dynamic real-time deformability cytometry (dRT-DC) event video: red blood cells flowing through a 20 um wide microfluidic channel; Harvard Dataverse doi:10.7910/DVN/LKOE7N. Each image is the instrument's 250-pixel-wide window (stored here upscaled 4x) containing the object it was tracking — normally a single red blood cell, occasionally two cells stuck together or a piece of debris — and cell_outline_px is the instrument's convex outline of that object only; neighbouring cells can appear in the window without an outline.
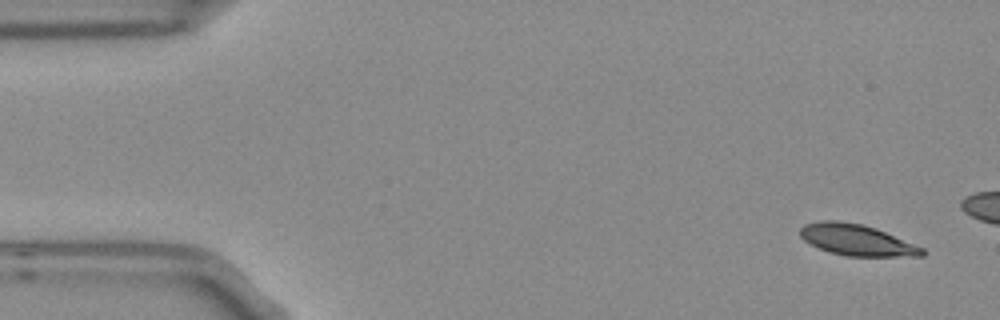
{"species": "Egyptian fruit bat (a non-hibernating species)", "species_latin": "Rousettus aegyptiacus", "temperature_condition": "room temperature", "stored_images_in_passage": 4, "camera_frame_rate_fps": 3000, "um_per_image_px": 0.085, "frame": {"image": 1, "passage_image": 1, "time_ms": 0.0, "image_size_px": [1000, 320], "cell_outline_px": [[924, 256], [848, 256], [832, 252], [820, 248], [804, 240], [800, 236], [800, 228], [804, 224], [820, 220], [836, 220], [864, 224], [876, 228], [924, 248]], "centroid_in_image_um": [72.82, 20.38], "position_along_channel_um": 12.2, "area_um2": 22.02}}